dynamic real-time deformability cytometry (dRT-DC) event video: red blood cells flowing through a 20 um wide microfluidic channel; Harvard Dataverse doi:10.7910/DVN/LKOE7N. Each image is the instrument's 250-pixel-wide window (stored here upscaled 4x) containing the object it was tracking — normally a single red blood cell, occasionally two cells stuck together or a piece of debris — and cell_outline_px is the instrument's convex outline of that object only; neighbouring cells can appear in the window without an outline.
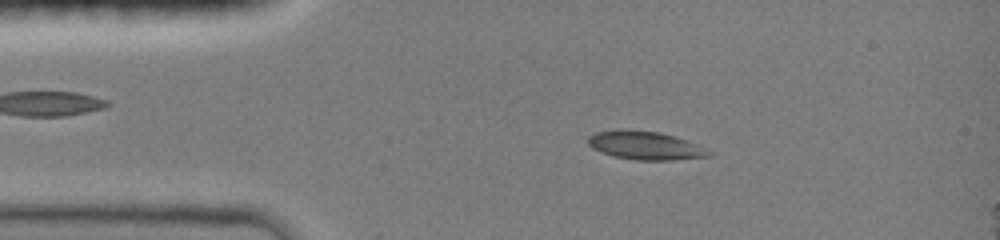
{"species": "common noctule bat (a hibernating species)", "species_latin": "Nyctalus noctula", "temperature_condition": "room temperature", "stored_images_in_passage": 11, "camera_frame_rate_fps": 3000, "um_per_image_px": 0.085, "animal": {"sex": "female", "body_mass_g": 19.0, "forearm_length_mm": 51.5}, "frame": {"image": 1, "passage_image": 4, "time_ms": 1.0, "image_size_px": [1000, 240], "cell_outline_px": [[712, 152], [708, 156], [672, 160], [636, 160], [616, 156], [592, 148], [588, 144], [588, 136], [596, 132], [616, 128], [628, 128], [660, 132], [676, 136], [688, 140]], "centroid_in_image_um": [54.82, 12.33], "position_along_channel_um": 30.2, "area_um2": 20.11}}
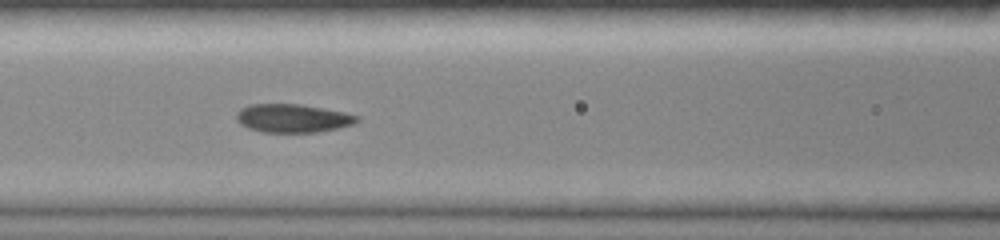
{"frame": {"image": 2, "passage_image": 9, "time_ms": 4.667, "image_size_px": [1000, 240], "cell_outline_px": [[360, 120], [356, 124], [316, 132], [264, 132], [248, 128], [240, 124], [236, 120], [236, 112], [240, 108], [248, 104], [300, 104], [344, 112], [360, 116]], "centroid_in_image_um": [24.87, 10.04], "position_along_channel_um": 141.7, "area_um2": 20.06}}
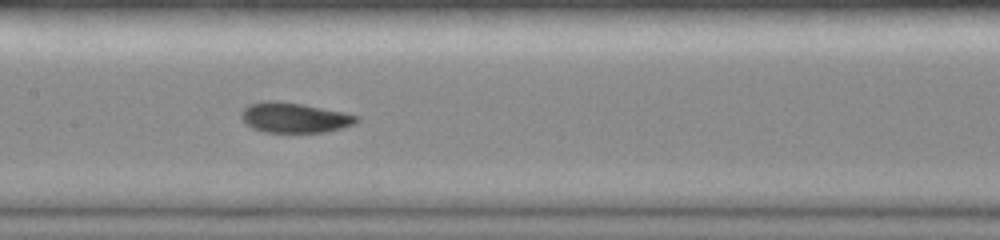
{"frame": {"image": 3, "passage_image": 10, "time_ms": 5.667, "image_size_px": [1000, 240], "cell_outline_px": [[360, 120], [352, 124], [340, 128], [324, 132], [264, 132], [252, 128], [240, 116], [244, 108], [248, 104], [264, 100], [280, 100], [344, 112], [360, 116]], "centroid_in_image_um": [25.01, 9.98], "position_along_channel_um": 182.4, "area_um2": 20.23}}